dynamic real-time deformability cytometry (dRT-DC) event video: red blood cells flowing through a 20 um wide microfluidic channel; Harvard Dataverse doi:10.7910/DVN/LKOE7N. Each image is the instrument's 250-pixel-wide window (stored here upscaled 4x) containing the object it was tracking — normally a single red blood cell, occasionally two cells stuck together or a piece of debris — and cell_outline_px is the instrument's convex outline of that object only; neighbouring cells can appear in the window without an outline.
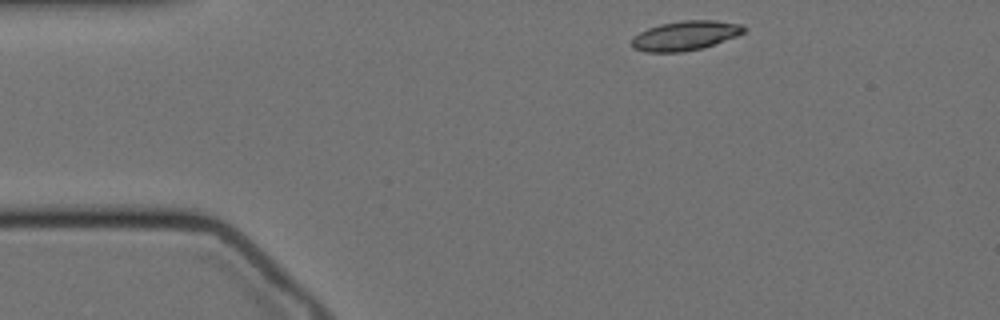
{"species": "Egyptian fruit bat (a non-hibernating species)", "species_latin": "Rousettus aegyptiacus", "temperature_condition": "cold", "stored_images_in_passage": 7, "camera_frame_rate_fps": 3000, "um_per_image_px": 0.085, "animal": {"sex": "female"}, "frame": {"image": 1, "passage_image": 1, "time_ms": 0.0, "image_size_px": [1000, 320], "cell_outline_px": [[744, 32], [736, 36], [704, 48], [680, 52], [644, 52], [632, 48], [632, 36], [648, 28], [660, 24], [680, 20], [716, 20], [744, 24]], "centroid_in_image_um": [58.23, 3.02], "position_along_channel_um": 26.8, "area_um2": 19.42}}